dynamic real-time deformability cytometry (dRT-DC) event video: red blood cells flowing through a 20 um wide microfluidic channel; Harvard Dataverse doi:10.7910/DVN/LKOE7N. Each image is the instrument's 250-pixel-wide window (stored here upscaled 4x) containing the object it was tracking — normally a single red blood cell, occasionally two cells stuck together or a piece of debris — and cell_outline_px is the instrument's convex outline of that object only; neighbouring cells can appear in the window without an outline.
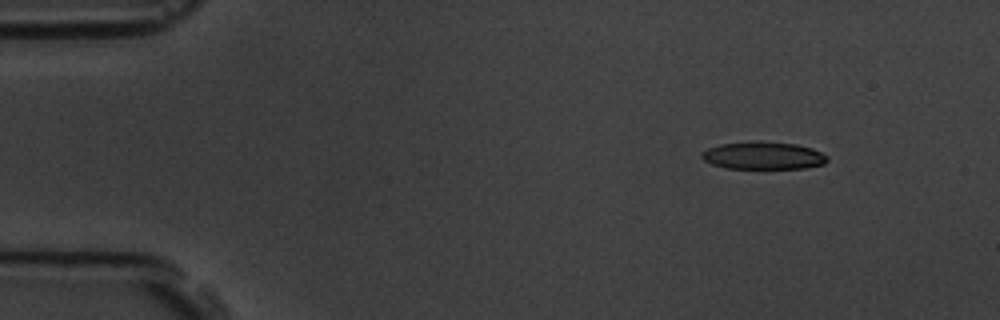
{"species": "common noctule bat (a hibernating species)", "species_latin": "Nyctalus noctula", "temperature_condition": "room temperature", "stored_images_in_passage": 8, "camera_frame_rate_fps": 3000, "um_per_image_px": 0.085, "animal": {"sex": "male", "body_mass_g": 19.5, "forearm_length_mm": 54.6}, "frame": {"image": 1, "passage_image": 2, "time_ms": 1.333, "image_size_px": [1000, 320], "cell_outline_px": [[828, 160], [824, 164], [804, 168], [724, 168], [712, 164], [704, 160], [700, 156], [700, 152], [708, 148], [720, 144], [752, 140], [796, 144], [812, 148], [828, 156]], "centroid_in_image_um": [64.85, 13.21], "position_along_channel_um": 20.2, "area_um2": 20.35}}
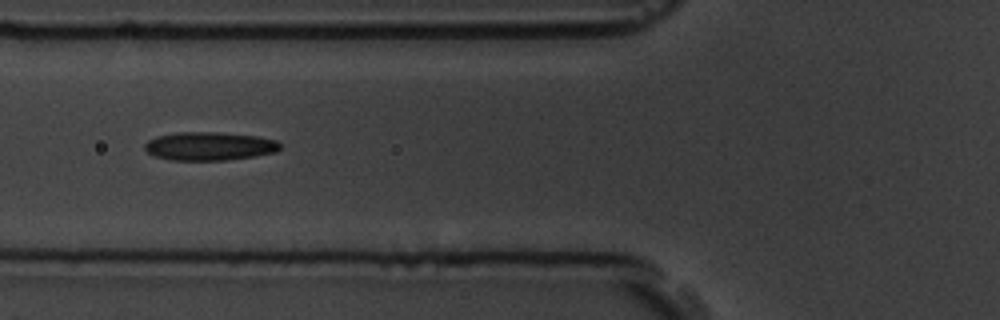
{"frame": {"image": 2, "passage_image": 6, "time_ms": 6.0, "image_size_px": [1000, 320], "cell_outline_px": [[280, 148], [276, 152], [252, 156], [224, 160], [172, 160], [156, 156], [148, 152], [144, 148], [144, 144], [148, 140], [156, 136], [176, 132], [216, 132], [256, 136], [276, 140], [280, 144]], "centroid_in_image_um": [17.77, 12.41], "position_along_channel_um": 108.0, "area_um2": 22.25}}
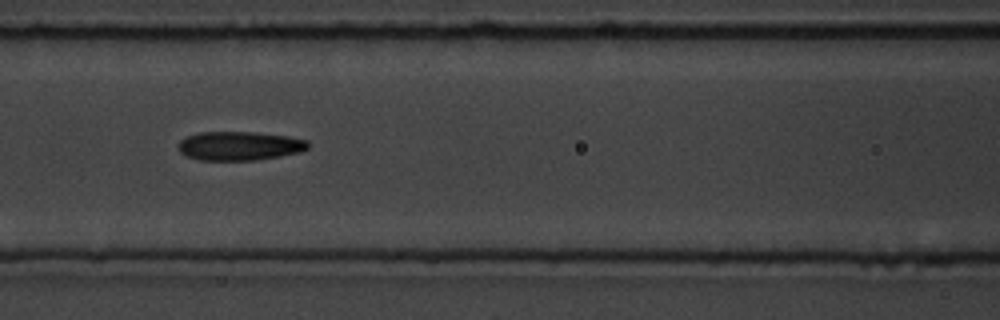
{"frame": {"image": 3, "passage_image": 7, "time_ms": 7.0, "image_size_px": [1000, 320], "cell_outline_px": [[308, 148], [300, 152], [280, 156], [256, 160], [196, 160], [184, 156], [180, 152], [180, 140], [188, 136], [200, 132], [252, 132], [288, 136], [308, 140]], "centroid_in_image_um": [20.35, 12.41], "position_along_channel_um": 146.2, "area_um2": 21.85}}